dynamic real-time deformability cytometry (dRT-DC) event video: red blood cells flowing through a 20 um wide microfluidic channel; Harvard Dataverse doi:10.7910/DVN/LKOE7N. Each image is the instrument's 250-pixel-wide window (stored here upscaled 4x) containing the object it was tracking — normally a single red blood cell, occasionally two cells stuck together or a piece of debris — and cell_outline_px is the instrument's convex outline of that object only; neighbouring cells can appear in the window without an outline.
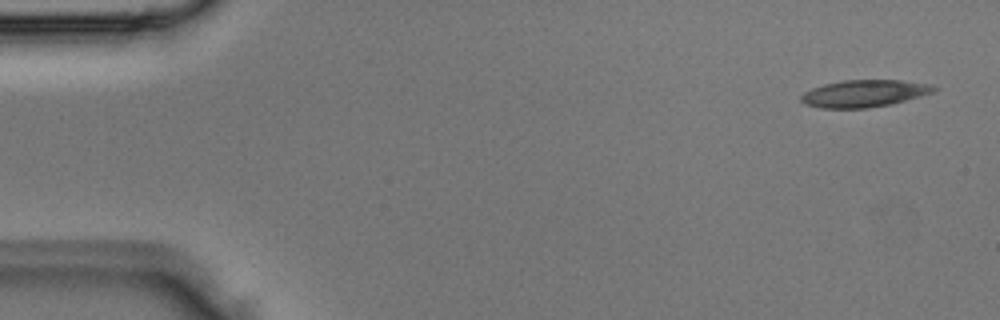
{"species": "Egyptian fruit bat (a non-hibernating species)", "species_latin": "Rousettus aegyptiacus", "temperature_condition": "room temperature", "stored_images_in_passage": 4, "camera_frame_rate_fps": 3000, "um_per_image_px": 0.085, "animal": {"sex": "male"}, "frame": {"image": 1, "passage_image": 1, "time_ms": 0.0, "image_size_px": [1000, 320], "cell_outline_px": [[936, 92], [892, 104], [868, 108], [820, 108], [804, 104], [800, 100], [800, 96], [804, 92], [812, 88], [824, 84], [844, 80], [900, 80], [928, 84], [936, 88]], "centroid_in_image_um": [73.44, 7.95], "position_along_channel_um": 11.6, "area_um2": 21.04}}